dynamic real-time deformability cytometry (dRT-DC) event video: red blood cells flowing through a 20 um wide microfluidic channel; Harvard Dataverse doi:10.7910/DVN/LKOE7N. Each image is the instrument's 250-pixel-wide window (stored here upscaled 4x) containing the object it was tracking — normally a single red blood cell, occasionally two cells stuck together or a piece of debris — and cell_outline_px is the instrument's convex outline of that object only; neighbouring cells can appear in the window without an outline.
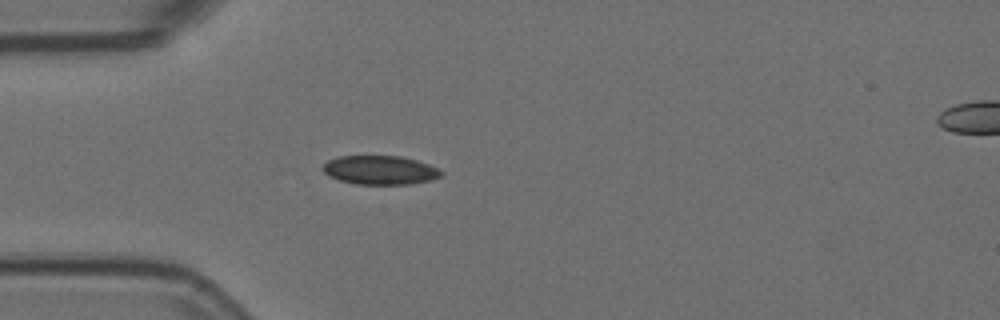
{"species": "Egyptian fruit bat (a non-hibernating species)", "species_latin": "Rousettus aegyptiacus", "temperature_condition": "room temperature", "stored_images_in_passage": 1, "camera_frame_rate_fps": 3000, "um_per_image_px": 0.085, "animal": {"sex": "female"}, "frame": {"image": 1, "passage_image": 1, "time_ms": 0.0, "image_size_px": [1000, 320], "cell_outline_px": [[444, 172], [440, 176], [432, 180], [408, 184], [356, 184], [340, 180], [328, 176], [320, 168], [328, 160], [336, 156], [400, 156], [416, 160], [440, 168]], "centroid_in_image_um": [32.3, 14.45], "position_along_channel_um": 52.7, "area_um2": 20.06}}